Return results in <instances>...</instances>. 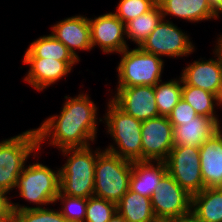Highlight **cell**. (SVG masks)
I'll return each mask as SVG.
<instances>
[{"label": "cell", "instance_id": "cell-1", "mask_svg": "<svg viewBox=\"0 0 222 222\" xmlns=\"http://www.w3.org/2000/svg\"><path fill=\"white\" fill-rule=\"evenodd\" d=\"M66 100L59 114L51 115L35 128L38 135L39 151L46 142L58 150L85 148L97 141V131L102 117L98 118V108L91 97L83 91ZM99 119V121H98ZM93 143V144H91Z\"/></svg>", "mask_w": 222, "mask_h": 222}, {"label": "cell", "instance_id": "cell-2", "mask_svg": "<svg viewBox=\"0 0 222 222\" xmlns=\"http://www.w3.org/2000/svg\"><path fill=\"white\" fill-rule=\"evenodd\" d=\"M67 157L60 168L59 191L63 195L89 198L94 196L95 165L98 155L103 151L100 147L66 148L59 150Z\"/></svg>", "mask_w": 222, "mask_h": 222}, {"label": "cell", "instance_id": "cell-3", "mask_svg": "<svg viewBox=\"0 0 222 222\" xmlns=\"http://www.w3.org/2000/svg\"><path fill=\"white\" fill-rule=\"evenodd\" d=\"M28 164L22 170L15 190L25 202L36 206L12 202L13 211L44 208L48 204L55 205L59 194L60 168L56 167L57 170H54L39 161Z\"/></svg>", "mask_w": 222, "mask_h": 222}, {"label": "cell", "instance_id": "cell-4", "mask_svg": "<svg viewBox=\"0 0 222 222\" xmlns=\"http://www.w3.org/2000/svg\"><path fill=\"white\" fill-rule=\"evenodd\" d=\"M102 118L106 133L114 141L104 150L131 162L142 161V121L126 114L111 99Z\"/></svg>", "mask_w": 222, "mask_h": 222}, {"label": "cell", "instance_id": "cell-5", "mask_svg": "<svg viewBox=\"0 0 222 222\" xmlns=\"http://www.w3.org/2000/svg\"><path fill=\"white\" fill-rule=\"evenodd\" d=\"M36 129H28L0 141V189L10 194L18 185L19 176L30 155L40 158ZM38 152V153H37Z\"/></svg>", "mask_w": 222, "mask_h": 222}, {"label": "cell", "instance_id": "cell-6", "mask_svg": "<svg viewBox=\"0 0 222 222\" xmlns=\"http://www.w3.org/2000/svg\"><path fill=\"white\" fill-rule=\"evenodd\" d=\"M133 162L103 150L95 165L94 196L117 204L130 187Z\"/></svg>", "mask_w": 222, "mask_h": 222}, {"label": "cell", "instance_id": "cell-7", "mask_svg": "<svg viewBox=\"0 0 222 222\" xmlns=\"http://www.w3.org/2000/svg\"><path fill=\"white\" fill-rule=\"evenodd\" d=\"M128 47L118 55L121 56L117 66V87L141 85L155 86L162 79L164 59L143 51L140 47Z\"/></svg>", "mask_w": 222, "mask_h": 222}, {"label": "cell", "instance_id": "cell-8", "mask_svg": "<svg viewBox=\"0 0 222 222\" xmlns=\"http://www.w3.org/2000/svg\"><path fill=\"white\" fill-rule=\"evenodd\" d=\"M171 20L162 19L157 27L151 32L140 48L148 53L160 57L182 58L188 57L195 52V44L190 35L183 32Z\"/></svg>", "mask_w": 222, "mask_h": 222}, {"label": "cell", "instance_id": "cell-9", "mask_svg": "<svg viewBox=\"0 0 222 222\" xmlns=\"http://www.w3.org/2000/svg\"><path fill=\"white\" fill-rule=\"evenodd\" d=\"M199 156V147L179 145L171 149L165 161L167 172L191 196L205 189Z\"/></svg>", "mask_w": 222, "mask_h": 222}, {"label": "cell", "instance_id": "cell-10", "mask_svg": "<svg viewBox=\"0 0 222 222\" xmlns=\"http://www.w3.org/2000/svg\"><path fill=\"white\" fill-rule=\"evenodd\" d=\"M152 208L158 222L191 212L192 196L167 173L151 197Z\"/></svg>", "mask_w": 222, "mask_h": 222}, {"label": "cell", "instance_id": "cell-11", "mask_svg": "<svg viewBox=\"0 0 222 222\" xmlns=\"http://www.w3.org/2000/svg\"><path fill=\"white\" fill-rule=\"evenodd\" d=\"M142 161L165 162L174 147L173 125L167 116L142 121Z\"/></svg>", "mask_w": 222, "mask_h": 222}, {"label": "cell", "instance_id": "cell-12", "mask_svg": "<svg viewBox=\"0 0 222 222\" xmlns=\"http://www.w3.org/2000/svg\"><path fill=\"white\" fill-rule=\"evenodd\" d=\"M214 56L208 60L200 58L189 62L182 69V85H191L222 98V51L215 45ZM205 59V60H204Z\"/></svg>", "mask_w": 222, "mask_h": 222}, {"label": "cell", "instance_id": "cell-13", "mask_svg": "<svg viewBox=\"0 0 222 222\" xmlns=\"http://www.w3.org/2000/svg\"><path fill=\"white\" fill-rule=\"evenodd\" d=\"M91 46H97L105 54L121 53L129 47L125 24L113 13L89 18Z\"/></svg>", "mask_w": 222, "mask_h": 222}, {"label": "cell", "instance_id": "cell-14", "mask_svg": "<svg viewBox=\"0 0 222 222\" xmlns=\"http://www.w3.org/2000/svg\"><path fill=\"white\" fill-rule=\"evenodd\" d=\"M111 100L126 114L145 121L159 116L154 86L115 87Z\"/></svg>", "mask_w": 222, "mask_h": 222}, {"label": "cell", "instance_id": "cell-15", "mask_svg": "<svg viewBox=\"0 0 222 222\" xmlns=\"http://www.w3.org/2000/svg\"><path fill=\"white\" fill-rule=\"evenodd\" d=\"M29 67L23 80L36 91L46 90L57 84L62 78L71 73L74 65L80 61H59L48 58H22Z\"/></svg>", "mask_w": 222, "mask_h": 222}, {"label": "cell", "instance_id": "cell-16", "mask_svg": "<svg viewBox=\"0 0 222 222\" xmlns=\"http://www.w3.org/2000/svg\"><path fill=\"white\" fill-rule=\"evenodd\" d=\"M51 34L62 42L73 56L80 61L77 50L91 51V33L86 15L66 17L51 26Z\"/></svg>", "mask_w": 222, "mask_h": 222}, {"label": "cell", "instance_id": "cell-17", "mask_svg": "<svg viewBox=\"0 0 222 222\" xmlns=\"http://www.w3.org/2000/svg\"><path fill=\"white\" fill-rule=\"evenodd\" d=\"M163 19L176 17L190 23L219 19V15L208 0H157Z\"/></svg>", "mask_w": 222, "mask_h": 222}, {"label": "cell", "instance_id": "cell-18", "mask_svg": "<svg viewBox=\"0 0 222 222\" xmlns=\"http://www.w3.org/2000/svg\"><path fill=\"white\" fill-rule=\"evenodd\" d=\"M199 150L204 187H222V131L205 141Z\"/></svg>", "mask_w": 222, "mask_h": 222}, {"label": "cell", "instance_id": "cell-19", "mask_svg": "<svg viewBox=\"0 0 222 222\" xmlns=\"http://www.w3.org/2000/svg\"><path fill=\"white\" fill-rule=\"evenodd\" d=\"M220 126L214 118L196 115L192 120L173 128L174 146L200 147L220 130Z\"/></svg>", "mask_w": 222, "mask_h": 222}, {"label": "cell", "instance_id": "cell-20", "mask_svg": "<svg viewBox=\"0 0 222 222\" xmlns=\"http://www.w3.org/2000/svg\"><path fill=\"white\" fill-rule=\"evenodd\" d=\"M167 173L166 163L162 161L133 162L129 189L151 198Z\"/></svg>", "mask_w": 222, "mask_h": 222}, {"label": "cell", "instance_id": "cell-21", "mask_svg": "<svg viewBox=\"0 0 222 222\" xmlns=\"http://www.w3.org/2000/svg\"><path fill=\"white\" fill-rule=\"evenodd\" d=\"M191 212L202 222H222V187L205 188L192 195Z\"/></svg>", "mask_w": 222, "mask_h": 222}, {"label": "cell", "instance_id": "cell-22", "mask_svg": "<svg viewBox=\"0 0 222 222\" xmlns=\"http://www.w3.org/2000/svg\"><path fill=\"white\" fill-rule=\"evenodd\" d=\"M117 212L126 222H158L151 198L141 196L130 189L117 203Z\"/></svg>", "mask_w": 222, "mask_h": 222}, {"label": "cell", "instance_id": "cell-23", "mask_svg": "<svg viewBox=\"0 0 222 222\" xmlns=\"http://www.w3.org/2000/svg\"><path fill=\"white\" fill-rule=\"evenodd\" d=\"M23 58H48L59 61H79L69 49L52 34L43 35L29 44Z\"/></svg>", "mask_w": 222, "mask_h": 222}, {"label": "cell", "instance_id": "cell-24", "mask_svg": "<svg viewBox=\"0 0 222 222\" xmlns=\"http://www.w3.org/2000/svg\"><path fill=\"white\" fill-rule=\"evenodd\" d=\"M181 98L188 102L198 115L214 118L222 126L216 114L218 108L222 109L221 99L217 95L191 85H182Z\"/></svg>", "mask_w": 222, "mask_h": 222}, {"label": "cell", "instance_id": "cell-25", "mask_svg": "<svg viewBox=\"0 0 222 222\" xmlns=\"http://www.w3.org/2000/svg\"><path fill=\"white\" fill-rule=\"evenodd\" d=\"M162 19V11L157 3L148 12L125 24L126 39L133 42L135 47H140Z\"/></svg>", "mask_w": 222, "mask_h": 222}, {"label": "cell", "instance_id": "cell-26", "mask_svg": "<svg viewBox=\"0 0 222 222\" xmlns=\"http://www.w3.org/2000/svg\"><path fill=\"white\" fill-rule=\"evenodd\" d=\"M156 105L160 116H167L178 104L182 96V79L161 80L154 86Z\"/></svg>", "mask_w": 222, "mask_h": 222}, {"label": "cell", "instance_id": "cell-27", "mask_svg": "<svg viewBox=\"0 0 222 222\" xmlns=\"http://www.w3.org/2000/svg\"><path fill=\"white\" fill-rule=\"evenodd\" d=\"M61 202V208L59 211L62 216L69 222H84L86 216V207L88 203L87 198H78L63 195L60 191L55 200V205L57 202Z\"/></svg>", "mask_w": 222, "mask_h": 222}, {"label": "cell", "instance_id": "cell-28", "mask_svg": "<svg viewBox=\"0 0 222 222\" xmlns=\"http://www.w3.org/2000/svg\"><path fill=\"white\" fill-rule=\"evenodd\" d=\"M117 212V204L102 198H88L84 222H108Z\"/></svg>", "mask_w": 222, "mask_h": 222}, {"label": "cell", "instance_id": "cell-29", "mask_svg": "<svg viewBox=\"0 0 222 222\" xmlns=\"http://www.w3.org/2000/svg\"><path fill=\"white\" fill-rule=\"evenodd\" d=\"M157 4V0H119L113 12L124 24L148 12Z\"/></svg>", "mask_w": 222, "mask_h": 222}, {"label": "cell", "instance_id": "cell-30", "mask_svg": "<svg viewBox=\"0 0 222 222\" xmlns=\"http://www.w3.org/2000/svg\"><path fill=\"white\" fill-rule=\"evenodd\" d=\"M13 222H69L58 210L49 207L13 211Z\"/></svg>", "mask_w": 222, "mask_h": 222}, {"label": "cell", "instance_id": "cell-31", "mask_svg": "<svg viewBox=\"0 0 222 222\" xmlns=\"http://www.w3.org/2000/svg\"><path fill=\"white\" fill-rule=\"evenodd\" d=\"M198 115L194 108L184 99H180L178 104L172 109L168 115L170 123L173 128L177 125H182V122H188Z\"/></svg>", "mask_w": 222, "mask_h": 222}, {"label": "cell", "instance_id": "cell-32", "mask_svg": "<svg viewBox=\"0 0 222 222\" xmlns=\"http://www.w3.org/2000/svg\"><path fill=\"white\" fill-rule=\"evenodd\" d=\"M0 189V222H13L12 196Z\"/></svg>", "mask_w": 222, "mask_h": 222}, {"label": "cell", "instance_id": "cell-33", "mask_svg": "<svg viewBox=\"0 0 222 222\" xmlns=\"http://www.w3.org/2000/svg\"><path fill=\"white\" fill-rule=\"evenodd\" d=\"M168 222H202L192 212L179 216L177 218L170 219Z\"/></svg>", "mask_w": 222, "mask_h": 222}, {"label": "cell", "instance_id": "cell-34", "mask_svg": "<svg viewBox=\"0 0 222 222\" xmlns=\"http://www.w3.org/2000/svg\"><path fill=\"white\" fill-rule=\"evenodd\" d=\"M213 9L222 17V0H208Z\"/></svg>", "mask_w": 222, "mask_h": 222}, {"label": "cell", "instance_id": "cell-35", "mask_svg": "<svg viewBox=\"0 0 222 222\" xmlns=\"http://www.w3.org/2000/svg\"><path fill=\"white\" fill-rule=\"evenodd\" d=\"M108 222H126V221L118 212H116V214Z\"/></svg>", "mask_w": 222, "mask_h": 222}, {"label": "cell", "instance_id": "cell-36", "mask_svg": "<svg viewBox=\"0 0 222 222\" xmlns=\"http://www.w3.org/2000/svg\"><path fill=\"white\" fill-rule=\"evenodd\" d=\"M218 36L216 38L215 45L222 51V34L220 33Z\"/></svg>", "mask_w": 222, "mask_h": 222}]
</instances>
